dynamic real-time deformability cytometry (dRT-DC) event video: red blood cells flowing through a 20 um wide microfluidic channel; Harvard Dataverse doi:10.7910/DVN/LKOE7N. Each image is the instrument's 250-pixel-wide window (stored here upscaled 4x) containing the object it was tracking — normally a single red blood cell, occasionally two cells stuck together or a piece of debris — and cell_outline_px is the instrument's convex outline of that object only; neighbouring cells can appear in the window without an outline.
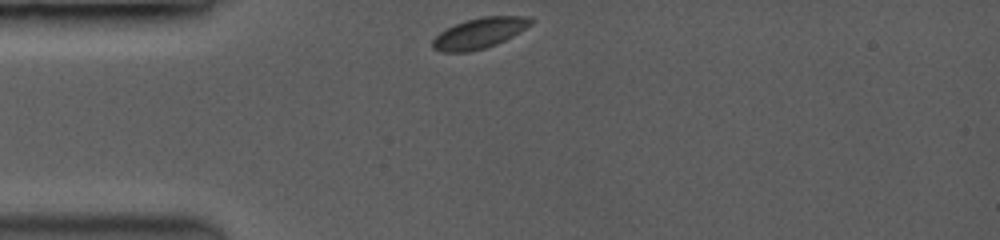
{"species": "common noctule bat (a hibernating species)", "species_latin": "Nyctalus noctula", "temperature_condition": "room temperature", "stored_images_in_passage": 42, "camera_frame_rate_fps": 3500, "um_per_image_px": 0.085, "animal": {"sex": "female", "body_mass_g": 19.0, "forearm_length_mm": 53.3}, "frame": {"image": 1, "passage_image": 1, "time_ms": 0.0, "image_size_px": [1000, 240], "cell_outline_px": [[536, 20], [532, 24], [520, 32], [496, 44], [484, 48], [468, 52], [440, 52], [432, 48], [432, 40], [440, 32], [464, 20], [484, 16], [532, 16]], "centroid_in_image_um": [40.78, 2.8], "position_along_channel_um": 44.2, "area_um2": 17.57}}
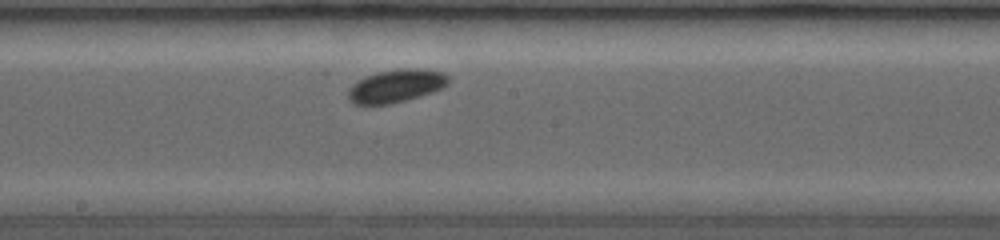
{"frame": {"image": 2, "passage_image": 20, "time_ms": 4.857, "image_size_px": [1000, 240], "cell_outline_px": [[448, 84], [444, 88], [432, 92], [404, 100], [384, 104], [356, 104], [348, 96], [348, 92], [352, 84], [376, 72], [404, 68], [424, 68], [444, 72], [448, 76]], "centroid_in_image_um": [33.73, 7.27], "position_along_channel_um": 214.5, "area_um2": 18.96}}
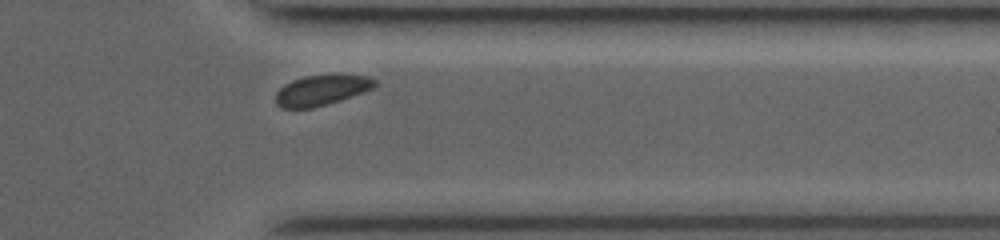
{"frame": {"image": 3, "passage_image": 38, "time_ms": 9.143, "image_size_px": [1000, 240], "cell_outline_px": [[376, 84], [372, 88], [340, 100], [328, 104], [312, 108], [280, 108], [276, 104], [276, 92], [284, 84], [292, 80], [304, 76], [368, 76], [376, 80]], "centroid_in_image_um": [27.26, 7.69], "position_along_channel_um": 384.1, "area_um2": 17.11}}